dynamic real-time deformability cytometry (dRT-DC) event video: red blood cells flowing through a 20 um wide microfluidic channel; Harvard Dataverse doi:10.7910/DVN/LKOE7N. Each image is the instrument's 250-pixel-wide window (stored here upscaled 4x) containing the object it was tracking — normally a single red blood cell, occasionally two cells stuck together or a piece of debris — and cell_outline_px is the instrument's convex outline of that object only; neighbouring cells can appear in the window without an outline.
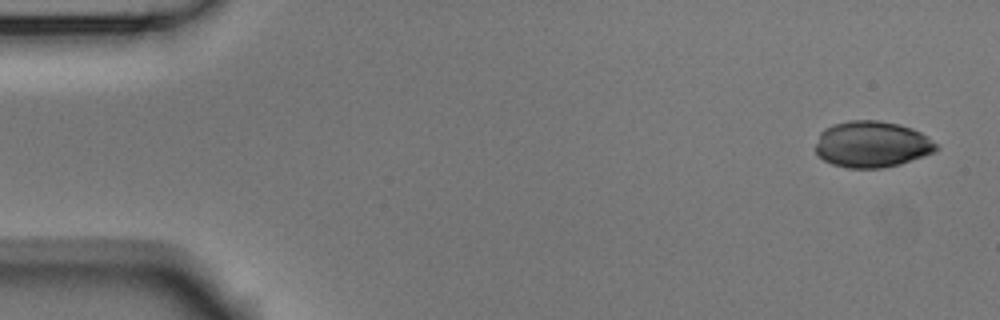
{"species": "Egyptian fruit bat (a non-hibernating species)", "species_latin": "Rousettus aegyptiacus", "temperature_condition": "room temperature", "stored_images_in_passage": 8, "camera_frame_rate_fps": 3000, "um_per_image_px": 0.085, "animal": {"sex": "male"}, "frame": {"image": 1, "passage_image": 1, "time_ms": 0.0, "image_size_px": [1000, 320], "cell_outline_px": [[940, 148], [936, 152], [900, 164], [880, 168], [848, 168], [832, 164], [824, 160], [816, 152], [816, 144], [820, 132], [824, 128], [832, 124], [848, 120], [880, 120], [900, 124], [912, 128], [928, 136]], "centroid_in_image_um": [74.13, 12.25], "position_along_channel_um": 10.9, "area_um2": 32.83}}
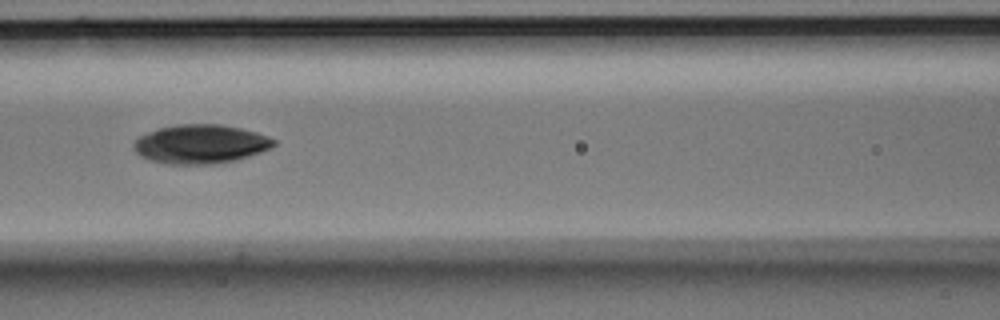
{"frame": {"image": 2, "passage_image": 7, "time_ms": 2.0, "image_size_px": [1000, 320], "cell_outline_px": [[276, 144], [272, 148], [236, 160], [212, 164], [164, 164], [148, 160], [140, 156], [132, 148], [132, 144], [140, 136], [148, 132], [160, 128], [176, 124], [220, 124], [240, 128], [256, 132], [268, 136], [276, 140]], "centroid_in_image_um": [17.03, 12.25], "position_along_channel_um": 149.6, "area_um2": 31.96}}
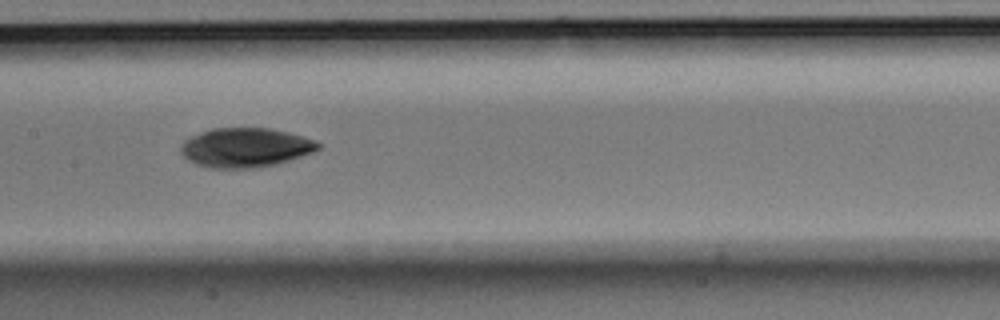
{"frame": {"image": 3, "passage_image": 8, "time_ms": 2.333, "image_size_px": [1000, 320], "cell_outline_px": [[324, 144], [320, 148], [312, 152], [276, 164], [256, 168], [212, 168], [196, 164], [188, 160], [180, 152], [180, 144], [184, 140], [200, 132], [212, 128], [268, 128], [288, 132], [304, 136], [316, 140]], "centroid_in_image_um": [20.86, 12.54], "position_along_channel_um": 186.5, "area_um2": 31.62}}